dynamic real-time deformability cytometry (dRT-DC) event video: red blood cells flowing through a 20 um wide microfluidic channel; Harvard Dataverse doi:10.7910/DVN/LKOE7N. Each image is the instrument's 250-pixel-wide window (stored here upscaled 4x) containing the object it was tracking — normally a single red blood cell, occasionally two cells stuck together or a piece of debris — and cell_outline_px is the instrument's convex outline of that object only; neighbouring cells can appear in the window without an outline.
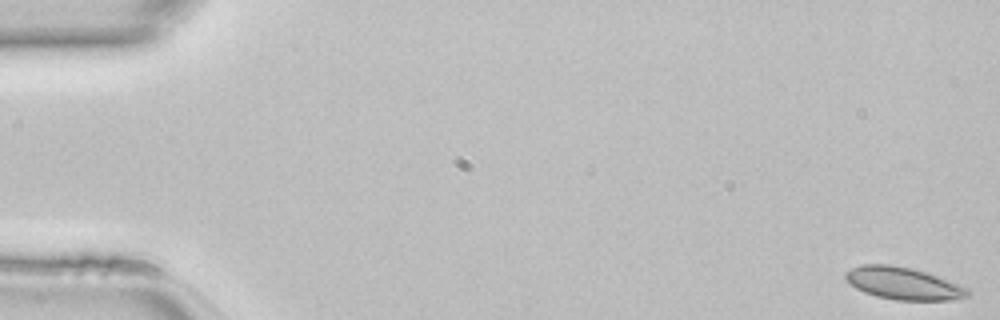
{"species": "common noctule bat (a hibernating species)", "species_latin": "Nyctalus noctula", "temperature_condition": "room temperature", "stored_images_in_passage": 48, "camera_frame_rate_fps": 3000, "um_per_image_px": 0.085, "animal": {"sex": "female", "body_mass_g": 22.7, "forearm_length_mm": 54.2}, "frame": {"image": 1, "passage_image": 1, "time_ms": 0.0, "image_size_px": [1000, 320], "cell_outline_px": [[972, 296], [948, 300], [896, 300], [876, 296], [864, 292], [856, 288], [844, 280], [844, 272], [852, 268], [864, 264], [892, 264], [912, 268], [936, 276], [968, 288], [972, 292]], "centroid_in_image_um": [76.76, 24.09], "position_along_channel_um": 8.2, "area_um2": 23.06}}
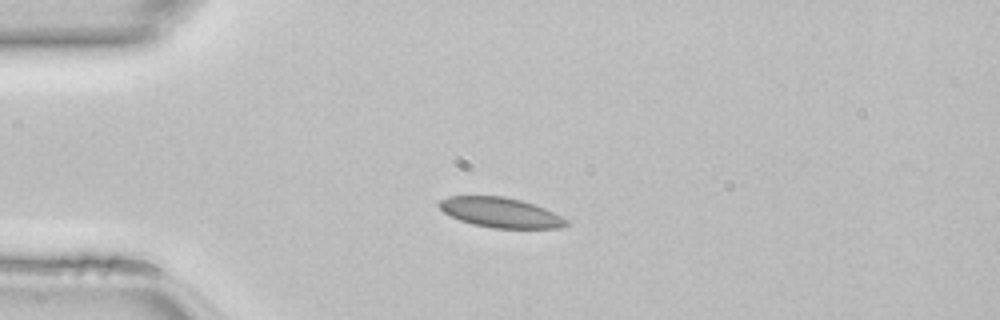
{"frame": {"image": 2, "passage_image": 12, "time_ms": 3.667, "image_size_px": [1000, 320], "cell_outline_px": [[568, 224], [560, 228], [492, 228], [472, 224], [460, 220], [444, 212], [436, 204], [440, 200], [448, 196], [504, 196], [520, 200], [544, 208], [568, 220]], "centroid_in_image_um": [42.51, 18.06], "position_along_channel_um": 42.5, "area_um2": 22.02}}
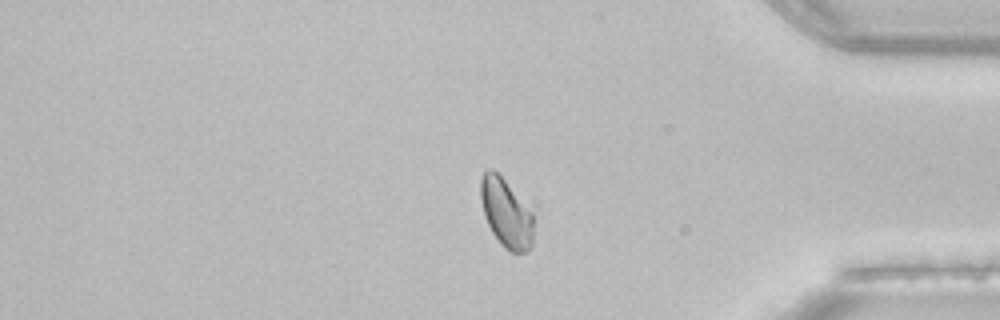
{"frame": {"image": 3, "passage_image": 40, "time_ms": 13.0, "image_size_px": [1000, 320], "cell_outline_px": [[532, 248], [528, 252], [508, 252], [500, 244], [492, 232], [484, 216], [480, 200], [480, 180], [484, 172], [488, 168], [492, 168], [504, 180], [532, 212]], "centroid_in_image_um": [42.99, 18.14], "position_along_channel_um": 392.2, "area_um2": 21.1}}